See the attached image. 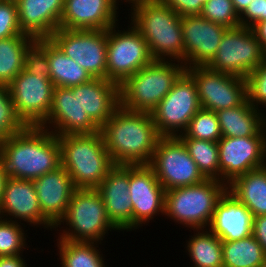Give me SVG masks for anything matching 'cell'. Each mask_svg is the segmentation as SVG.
Returning a JSON list of instances; mask_svg holds the SVG:
<instances>
[{"label":"cell","instance_id":"obj_48","mask_svg":"<svg viewBox=\"0 0 266 267\" xmlns=\"http://www.w3.org/2000/svg\"><path fill=\"white\" fill-rule=\"evenodd\" d=\"M121 1L122 2L124 1V3L125 2L126 3L128 2V4H131L132 3L130 5L131 6L130 8H133L134 6H138L140 4L147 3V2H154V1H157V0H120V1L119 0H114V2H115V4H116L117 7H119L118 6L119 5L118 3L121 2Z\"/></svg>","mask_w":266,"mask_h":267},{"label":"cell","instance_id":"obj_13","mask_svg":"<svg viewBox=\"0 0 266 267\" xmlns=\"http://www.w3.org/2000/svg\"><path fill=\"white\" fill-rule=\"evenodd\" d=\"M8 88L16 115L26 126H40L47 119L55 88L47 75L23 69Z\"/></svg>","mask_w":266,"mask_h":267},{"label":"cell","instance_id":"obj_39","mask_svg":"<svg viewBox=\"0 0 266 267\" xmlns=\"http://www.w3.org/2000/svg\"><path fill=\"white\" fill-rule=\"evenodd\" d=\"M24 69L35 76L49 77L50 65L46 55V38L36 39L26 50Z\"/></svg>","mask_w":266,"mask_h":267},{"label":"cell","instance_id":"obj_49","mask_svg":"<svg viewBox=\"0 0 266 267\" xmlns=\"http://www.w3.org/2000/svg\"><path fill=\"white\" fill-rule=\"evenodd\" d=\"M208 0H194V15L200 14L203 8V5L207 2Z\"/></svg>","mask_w":266,"mask_h":267},{"label":"cell","instance_id":"obj_36","mask_svg":"<svg viewBox=\"0 0 266 267\" xmlns=\"http://www.w3.org/2000/svg\"><path fill=\"white\" fill-rule=\"evenodd\" d=\"M25 127L16 115L8 86L0 84V142L21 132Z\"/></svg>","mask_w":266,"mask_h":267},{"label":"cell","instance_id":"obj_35","mask_svg":"<svg viewBox=\"0 0 266 267\" xmlns=\"http://www.w3.org/2000/svg\"><path fill=\"white\" fill-rule=\"evenodd\" d=\"M19 223L0 218V257L21 255L27 247L25 228Z\"/></svg>","mask_w":266,"mask_h":267},{"label":"cell","instance_id":"obj_19","mask_svg":"<svg viewBox=\"0 0 266 267\" xmlns=\"http://www.w3.org/2000/svg\"><path fill=\"white\" fill-rule=\"evenodd\" d=\"M0 218L20 221L21 225L24 224L21 221H25L34 227L54 230V225L41 212L34 182L31 180L7 178L0 203Z\"/></svg>","mask_w":266,"mask_h":267},{"label":"cell","instance_id":"obj_24","mask_svg":"<svg viewBox=\"0 0 266 267\" xmlns=\"http://www.w3.org/2000/svg\"><path fill=\"white\" fill-rule=\"evenodd\" d=\"M65 0H15L23 33L35 39L49 38L60 28Z\"/></svg>","mask_w":266,"mask_h":267},{"label":"cell","instance_id":"obj_2","mask_svg":"<svg viewBox=\"0 0 266 267\" xmlns=\"http://www.w3.org/2000/svg\"><path fill=\"white\" fill-rule=\"evenodd\" d=\"M100 132L115 165H148L161 138L151 113L129 111L121 106Z\"/></svg>","mask_w":266,"mask_h":267},{"label":"cell","instance_id":"obj_37","mask_svg":"<svg viewBox=\"0 0 266 267\" xmlns=\"http://www.w3.org/2000/svg\"><path fill=\"white\" fill-rule=\"evenodd\" d=\"M200 15L227 28L240 26L239 15L234 9L232 0H208L203 5Z\"/></svg>","mask_w":266,"mask_h":267},{"label":"cell","instance_id":"obj_46","mask_svg":"<svg viewBox=\"0 0 266 267\" xmlns=\"http://www.w3.org/2000/svg\"><path fill=\"white\" fill-rule=\"evenodd\" d=\"M252 0H232L235 11L240 15Z\"/></svg>","mask_w":266,"mask_h":267},{"label":"cell","instance_id":"obj_1","mask_svg":"<svg viewBox=\"0 0 266 267\" xmlns=\"http://www.w3.org/2000/svg\"><path fill=\"white\" fill-rule=\"evenodd\" d=\"M0 157L8 177L33 181L61 166L58 136L40 126H26L0 142Z\"/></svg>","mask_w":266,"mask_h":267},{"label":"cell","instance_id":"obj_12","mask_svg":"<svg viewBox=\"0 0 266 267\" xmlns=\"http://www.w3.org/2000/svg\"><path fill=\"white\" fill-rule=\"evenodd\" d=\"M49 38L93 78L107 79V30L59 28Z\"/></svg>","mask_w":266,"mask_h":267},{"label":"cell","instance_id":"obj_30","mask_svg":"<svg viewBox=\"0 0 266 267\" xmlns=\"http://www.w3.org/2000/svg\"><path fill=\"white\" fill-rule=\"evenodd\" d=\"M193 232L186 244L191 267H223L222 240L209 229Z\"/></svg>","mask_w":266,"mask_h":267},{"label":"cell","instance_id":"obj_40","mask_svg":"<svg viewBox=\"0 0 266 267\" xmlns=\"http://www.w3.org/2000/svg\"><path fill=\"white\" fill-rule=\"evenodd\" d=\"M16 35H28L20 29L16 2L0 0V39Z\"/></svg>","mask_w":266,"mask_h":267},{"label":"cell","instance_id":"obj_11","mask_svg":"<svg viewBox=\"0 0 266 267\" xmlns=\"http://www.w3.org/2000/svg\"><path fill=\"white\" fill-rule=\"evenodd\" d=\"M148 166L165 191L191 186L207 179L178 137H161Z\"/></svg>","mask_w":266,"mask_h":267},{"label":"cell","instance_id":"obj_5","mask_svg":"<svg viewBox=\"0 0 266 267\" xmlns=\"http://www.w3.org/2000/svg\"><path fill=\"white\" fill-rule=\"evenodd\" d=\"M185 70L179 61L154 60L119 86L120 106L129 111L151 113Z\"/></svg>","mask_w":266,"mask_h":267},{"label":"cell","instance_id":"obj_20","mask_svg":"<svg viewBox=\"0 0 266 267\" xmlns=\"http://www.w3.org/2000/svg\"><path fill=\"white\" fill-rule=\"evenodd\" d=\"M114 0H65L60 28L108 30L119 21Z\"/></svg>","mask_w":266,"mask_h":267},{"label":"cell","instance_id":"obj_50","mask_svg":"<svg viewBox=\"0 0 266 267\" xmlns=\"http://www.w3.org/2000/svg\"><path fill=\"white\" fill-rule=\"evenodd\" d=\"M262 131L264 134V146H265V150H266V114H265V112L262 113Z\"/></svg>","mask_w":266,"mask_h":267},{"label":"cell","instance_id":"obj_26","mask_svg":"<svg viewBox=\"0 0 266 267\" xmlns=\"http://www.w3.org/2000/svg\"><path fill=\"white\" fill-rule=\"evenodd\" d=\"M222 137L264 136L262 112L247 99L239 106L216 111Z\"/></svg>","mask_w":266,"mask_h":267},{"label":"cell","instance_id":"obj_7","mask_svg":"<svg viewBox=\"0 0 266 267\" xmlns=\"http://www.w3.org/2000/svg\"><path fill=\"white\" fill-rule=\"evenodd\" d=\"M226 190L225 183L207 178L198 184L165 191L164 215L191 230L208 229L216 204Z\"/></svg>","mask_w":266,"mask_h":267},{"label":"cell","instance_id":"obj_8","mask_svg":"<svg viewBox=\"0 0 266 267\" xmlns=\"http://www.w3.org/2000/svg\"><path fill=\"white\" fill-rule=\"evenodd\" d=\"M129 23L126 31L118 30V23L107 30V80L119 86L154 61L146 40Z\"/></svg>","mask_w":266,"mask_h":267},{"label":"cell","instance_id":"obj_4","mask_svg":"<svg viewBox=\"0 0 266 267\" xmlns=\"http://www.w3.org/2000/svg\"><path fill=\"white\" fill-rule=\"evenodd\" d=\"M61 166L76 188L96 189L115 166L101 132L58 136Z\"/></svg>","mask_w":266,"mask_h":267},{"label":"cell","instance_id":"obj_22","mask_svg":"<svg viewBox=\"0 0 266 267\" xmlns=\"http://www.w3.org/2000/svg\"><path fill=\"white\" fill-rule=\"evenodd\" d=\"M42 214L55 226L76 191L68 171L60 166L33 180Z\"/></svg>","mask_w":266,"mask_h":267},{"label":"cell","instance_id":"obj_43","mask_svg":"<svg viewBox=\"0 0 266 267\" xmlns=\"http://www.w3.org/2000/svg\"><path fill=\"white\" fill-rule=\"evenodd\" d=\"M171 7L180 16L194 15V0H159Z\"/></svg>","mask_w":266,"mask_h":267},{"label":"cell","instance_id":"obj_51","mask_svg":"<svg viewBox=\"0 0 266 267\" xmlns=\"http://www.w3.org/2000/svg\"><path fill=\"white\" fill-rule=\"evenodd\" d=\"M259 267H266V258H265L264 262Z\"/></svg>","mask_w":266,"mask_h":267},{"label":"cell","instance_id":"obj_27","mask_svg":"<svg viewBox=\"0 0 266 267\" xmlns=\"http://www.w3.org/2000/svg\"><path fill=\"white\" fill-rule=\"evenodd\" d=\"M227 190L256 216L266 215V165L238 176Z\"/></svg>","mask_w":266,"mask_h":267},{"label":"cell","instance_id":"obj_38","mask_svg":"<svg viewBox=\"0 0 266 267\" xmlns=\"http://www.w3.org/2000/svg\"><path fill=\"white\" fill-rule=\"evenodd\" d=\"M245 80L247 101L260 112H264L261 105L266 108V63H261Z\"/></svg>","mask_w":266,"mask_h":267},{"label":"cell","instance_id":"obj_17","mask_svg":"<svg viewBox=\"0 0 266 267\" xmlns=\"http://www.w3.org/2000/svg\"><path fill=\"white\" fill-rule=\"evenodd\" d=\"M128 191L132 202V230L145 223L148 225L156 215H164L165 189L148 165H129Z\"/></svg>","mask_w":266,"mask_h":267},{"label":"cell","instance_id":"obj_34","mask_svg":"<svg viewBox=\"0 0 266 267\" xmlns=\"http://www.w3.org/2000/svg\"><path fill=\"white\" fill-rule=\"evenodd\" d=\"M178 138H193L218 142L222 138L216 112L200 109Z\"/></svg>","mask_w":266,"mask_h":267},{"label":"cell","instance_id":"obj_18","mask_svg":"<svg viewBox=\"0 0 266 267\" xmlns=\"http://www.w3.org/2000/svg\"><path fill=\"white\" fill-rule=\"evenodd\" d=\"M184 40V65L207 66L219 48L227 27L205 19L200 14L181 16Z\"/></svg>","mask_w":266,"mask_h":267},{"label":"cell","instance_id":"obj_3","mask_svg":"<svg viewBox=\"0 0 266 267\" xmlns=\"http://www.w3.org/2000/svg\"><path fill=\"white\" fill-rule=\"evenodd\" d=\"M130 10L129 20L146 40L154 60L184 64L181 16L159 0L134 6Z\"/></svg>","mask_w":266,"mask_h":267},{"label":"cell","instance_id":"obj_42","mask_svg":"<svg viewBox=\"0 0 266 267\" xmlns=\"http://www.w3.org/2000/svg\"><path fill=\"white\" fill-rule=\"evenodd\" d=\"M252 235L266 253V215L253 218Z\"/></svg>","mask_w":266,"mask_h":267},{"label":"cell","instance_id":"obj_41","mask_svg":"<svg viewBox=\"0 0 266 267\" xmlns=\"http://www.w3.org/2000/svg\"><path fill=\"white\" fill-rule=\"evenodd\" d=\"M260 21H266V0H252L239 15L240 26L251 28Z\"/></svg>","mask_w":266,"mask_h":267},{"label":"cell","instance_id":"obj_33","mask_svg":"<svg viewBox=\"0 0 266 267\" xmlns=\"http://www.w3.org/2000/svg\"><path fill=\"white\" fill-rule=\"evenodd\" d=\"M206 178L220 180L218 142L179 138Z\"/></svg>","mask_w":266,"mask_h":267},{"label":"cell","instance_id":"obj_25","mask_svg":"<svg viewBox=\"0 0 266 267\" xmlns=\"http://www.w3.org/2000/svg\"><path fill=\"white\" fill-rule=\"evenodd\" d=\"M81 110L101 128L120 106L119 85L103 78L80 84Z\"/></svg>","mask_w":266,"mask_h":267},{"label":"cell","instance_id":"obj_6","mask_svg":"<svg viewBox=\"0 0 266 267\" xmlns=\"http://www.w3.org/2000/svg\"><path fill=\"white\" fill-rule=\"evenodd\" d=\"M66 224H65V223ZM65 224L60 228V226ZM58 227L62 230H58ZM59 238L73 242L103 243L110 231L120 230L109 220L105 204L97 189L77 188L66 213L54 226Z\"/></svg>","mask_w":266,"mask_h":267},{"label":"cell","instance_id":"obj_15","mask_svg":"<svg viewBox=\"0 0 266 267\" xmlns=\"http://www.w3.org/2000/svg\"><path fill=\"white\" fill-rule=\"evenodd\" d=\"M40 127L57 136L100 131L88 114L81 110L80 85L54 88L48 117Z\"/></svg>","mask_w":266,"mask_h":267},{"label":"cell","instance_id":"obj_10","mask_svg":"<svg viewBox=\"0 0 266 267\" xmlns=\"http://www.w3.org/2000/svg\"><path fill=\"white\" fill-rule=\"evenodd\" d=\"M264 62V50L251 28H228L208 68L246 78Z\"/></svg>","mask_w":266,"mask_h":267},{"label":"cell","instance_id":"obj_47","mask_svg":"<svg viewBox=\"0 0 266 267\" xmlns=\"http://www.w3.org/2000/svg\"><path fill=\"white\" fill-rule=\"evenodd\" d=\"M8 176L6 175L1 157H0V203L2 200L3 190H4V184L7 180Z\"/></svg>","mask_w":266,"mask_h":267},{"label":"cell","instance_id":"obj_45","mask_svg":"<svg viewBox=\"0 0 266 267\" xmlns=\"http://www.w3.org/2000/svg\"><path fill=\"white\" fill-rule=\"evenodd\" d=\"M251 29L264 50L266 48V21L257 22Z\"/></svg>","mask_w":266,"mask_h":267},{"label":"cell","instance_id":"obj_21","mask_svg":"<svg viewBox=\"0 0 266 267\" xmlns=\"http://www.w3.org/2000/svg\"><path fill=\"white\" fill-rule=\"evenodd\" d=\"M96 189L103 198L109 220L121 232L132 231L129 165H115Z\"/></svg>","mask_w":266,"mask_h":267},{"label":"cell","instance_id":"obj_28","mask_svg":"<svg viewBox=\"0 0 266 267\" xmlns=\"http://www.w3.org/2000/svg\"><path fill=\"white\" fill-rule=\"evenodd\" d=\"M46 55L50 65L49 78L55 87L70 88L93 79L84 68L66 56L50 38H46Z\"/></svg>","mask_w":266,"mask_h":267},{"label":"cell","instance_id":"obj_52","mask_svg":"<svg viewBox=\"0 0 266 267\" xmlns=\"http://www.w3.org/2000/svg\"><path fill=\"white\" fill-rule=\"evenodd\" d=\"M264 60H266V48L264 49Z\"/></svg>","mask_w":266,"mask_h":267},{"label":"cell","instance_id":"obj_16","mask_svg":"<svg viewBox=\"0 0 266 267\" xmlns=\"http://www.w3.org/2000/svg\"><path fill=\"white\" fill-rule=\"evenodd\" d=\"M218 155L220 181L228 185L238 176L266 165L264 136L222 137Z\"/></svg>","mask_w":266,"mask_h":267},{"label":"cell","instance_id":"obj_31","mask_svg":"<svg viewBox=\"0 0 266 267\" xmlns=\"http://www.w3.org/2000/svg\"><path fill=\"white\" fill-rule=\"evenodd\" d=\"M222 257L223 267H259L266 253L251 234L240 240L222 241Z\"/></svg>","mask_w":266,"mask_h":267},{"label":"cell","instance_id":"obj_9","mask_svg":"<svg viewBox=\"0 0 266 267\" xmlns=\"http://www.w3.org/2000/svg\"><path fill=\"white\" fill-rule=\"evenodd\" d=\"M200 109L195 81L185 70L151 115L161 137H178Z\"/></svg>","mask_w":266,"mask_h":267},{"label":"cell","instance_id":"obj_32","mask_svg":"<svg viewBox=\"0 0 266 267\" xmlns=\"http://www.w3.org/2000/svg\"><path fill=\"white\" fill-rule=\"evenodd\" d=\"M99 244L102 243L73 242L57 238L61 267H106L103 253L97 249Z\"/></svg>","mask_w":266,"mask_h":267},{"label":"cell","instance_id":"obj_14","mask_svg":"<svg viewBox=\"0 0 266 267\" xmlns=\"http://www.w3.org/2000/svg\"><path fill=\"white\" fill-rule=\"evenodd\" d=\"M195 81L202 109L219 111L237 107L247 99L246 80L207 66L186 68Z\"/></svg>","mask_w":266,"mask_h":267},{"label":"cell","instance_id":"obj_29","mask_svg":"<svg viewBox=\"0 0 266 267\" xmlns=\"http://www.w3.org/2000/svg\"><path fill=\"white\" fill-rule=\"evenodd\" d=\"M35 40L30 35L0 39V84L8 86L24 69L26 50Z\"/></svg>","mask_w":266,"mask_h":267},{"label":"cell","instance_id":"obj_44","mask_svg":"<svg viewBox=\"0 0 266 267\" xmlns=\"http://www.w3.org/2000/svg\"><path fill=\"white\" fill-rule=\"evenodd\" d=\"M21 255L0 257V267H28Z\"/></svg>","mask_w":266,"mask_h":267},{"label":"cell","instance_id":"obj_23","mask_svg":"<svg viewBox=\"0 0 266 267\" xmlns=\"http://www.w3.org/2000/svg\"><path fill=\"white\" fill-rule=\"evenodd\" d=\"M253 214L228 190L217 202L208 229L222 241H235L252 234Z\"/></svg>","mask_w":266,"mask_h":267}]
</instances>
